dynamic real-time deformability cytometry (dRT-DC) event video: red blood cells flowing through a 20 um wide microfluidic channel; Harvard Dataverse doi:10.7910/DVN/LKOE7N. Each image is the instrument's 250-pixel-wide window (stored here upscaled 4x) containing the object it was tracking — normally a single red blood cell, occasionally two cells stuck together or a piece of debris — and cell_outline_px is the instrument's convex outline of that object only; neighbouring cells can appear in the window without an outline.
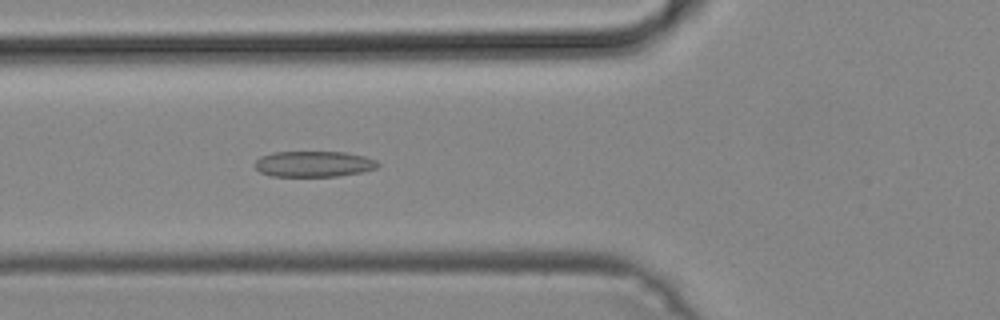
{"species": "common noctule bat (a hibernating species)", "species_latin": "Nyctalus noctula", "temperature_condition": "cold", "stored_images_in_passage": 48, "camera_frame_rate_fps": 3000, "um_per_image_px": 0.085, "animal": {"sex": "male", "body_mass_g": 19.2, "forearm_length_mm": 51.8}, "frame": {"image": 1, "passage_image": 17, "time_ms": 5.333, "image_size_px": [1000, 320], "cell_outline_px": [[380, 164], [376, 168], [364, 172], [336, 176], [272, 176], [260, 172], [256, 168], [256, 160], [260, 156], [272, 152], [344, 152], [364, 156], [376, 160]], "centroid_in_image_um": [26.68, 13.93], "position_along_channel_um": 99.1, "area_um2": 18.5}}
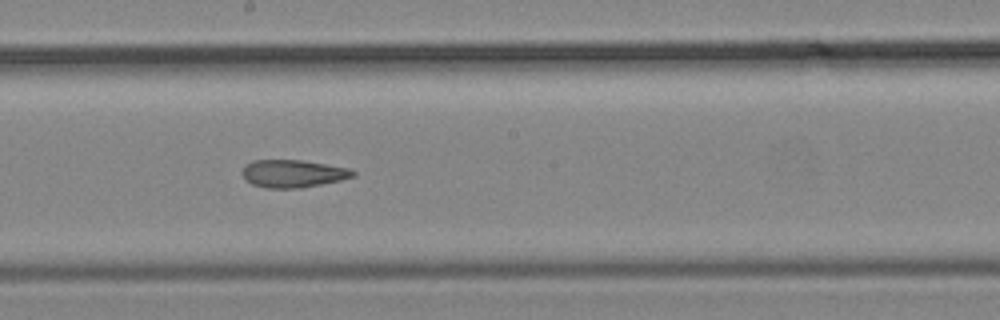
{"frame": {"image": 2, "passage_image": 26, "time_ms": 8.333, "image_size_px": [1000, 320], "cell_outline_px": [[356, 176], [340, 180], [300, 188], [264, 188], [252, 184], [240, 172], [244, 164], [252, 160], [300, 160], [352, 168], [356, 172]], "centroid_in_image_um": [24.9, 14.74], "position_along_channel_um": 223.3, "area_um2": 17.98}}
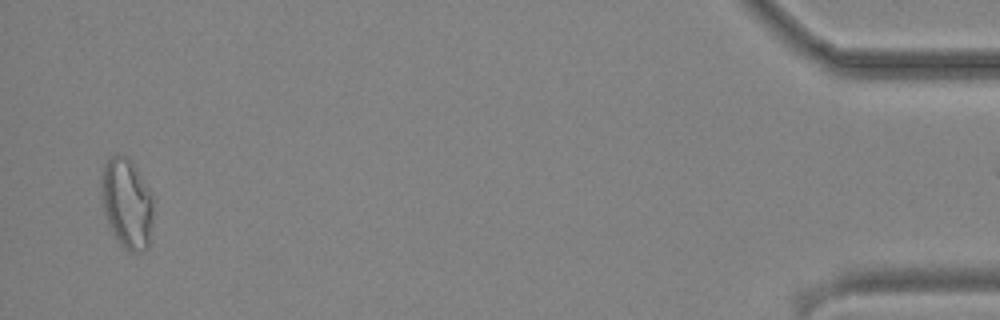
{"frame": {"image": 3, "passage_image": 47, "time_ms": 15.333, "image_size_px": [1000, 320], "cell_outline_px": [[152, 224], [148, 248], [144, 252], [128, 252], [120, 244], [112, 232], [104, 212], [100, 196], [100, 176], [104, 164], [112, 156], [128, 156], [132, 160], [152, 192]], "centroid_in_image_um": [10.78, 17.28], "position_along_channel_um": 424.4, "area_um2": 27.8}}